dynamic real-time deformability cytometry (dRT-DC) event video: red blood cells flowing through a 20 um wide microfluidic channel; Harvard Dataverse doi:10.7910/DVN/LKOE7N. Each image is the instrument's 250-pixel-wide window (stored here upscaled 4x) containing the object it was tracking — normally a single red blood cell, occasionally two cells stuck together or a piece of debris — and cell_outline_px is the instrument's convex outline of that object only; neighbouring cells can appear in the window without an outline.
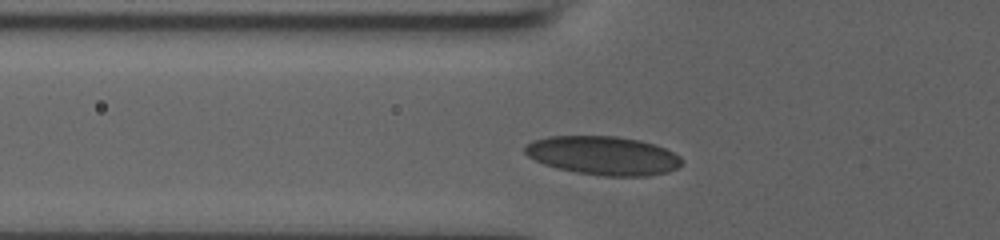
{"species": "human", "species_latin": "Homo sapiens", "temperature_condition": "room temperature", "stored_images_in_passage": 29, "camera_frame_rate_fps": 3000, "um_per_image_px": 0.085, "donor": {"sex": "male"}, "frame": {"image": 1, "passage_image": 2, "time_ms": 0.333, "image_size_px": [1000, 240], "cell_outline_px": [[684, 164], [668, 172], [648, 176], [604, 176], [576, 172], [556, 168], [544, 164], [528, 156], [524, 152], [524, 144], [532, 140], [548, 136], [616, 136], [640, 140], [664, 148], [680, 156], [684, 160]], "centroid_in_image_um": [51.26, 13.22], "position_along_channel_um": 74.5, "area_um2": 35.6}}
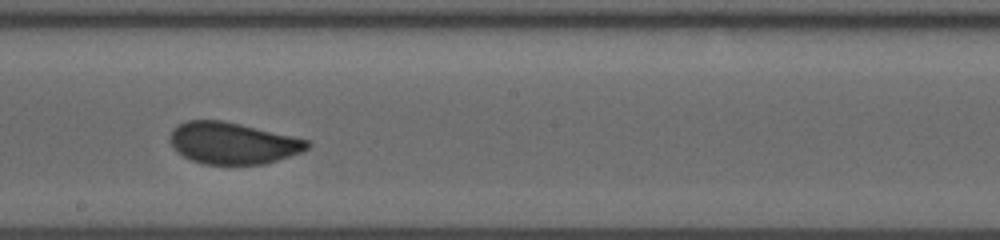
{"frame": {"image": 2, "passage_image": 14, "time_ms": 4.333, "image_size_px": [1000, 240], "cell_outline_px": [[312, 144], [308, 148], [300, 152], [264, 164], [204, 164], [192, 160], [176, 152], [172, 148], [168, 140], [168, 136], [172, 128], [176, 124], [188, 120], [224, 120], [292, 136], [308, 140]], "centroid_in_image_um": [19.7, 12.15], "position_along_channel_um": 228.5, "area_um2": 33.47}}
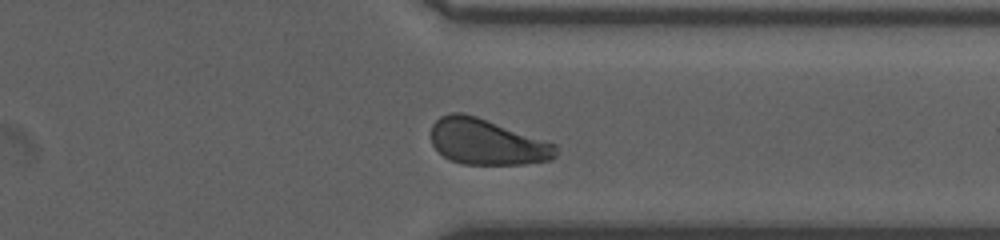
{"frame": {"image": 3, "passage_image": 25, "time_ms": 8.0, "image_size_px": [1000, 240], "cell_outline_px": [[556, 156], [552, 160], [524, 164], [464, 164], [452, 160], [444, 156], [432, 144], [432, 124], [440, 116], [448, 112], [464, 112], [476, 116], [556, 144]], "centroid_in_image_um": [41.38, 12.05], "position_along_channel_um": 370.0, "area_um2": 33.12}, "authors_computed_cell_mechanics": {"area_um2": 33.4084, "velocity_mm_per_s": 3.8693, "shape_relaxation_time_tau1_ms": 6.3177, "shape_relaxation_time_tau2_ms": null, "deformation_change_tau1": 0.1406, "deformation_change_tau2": null}}